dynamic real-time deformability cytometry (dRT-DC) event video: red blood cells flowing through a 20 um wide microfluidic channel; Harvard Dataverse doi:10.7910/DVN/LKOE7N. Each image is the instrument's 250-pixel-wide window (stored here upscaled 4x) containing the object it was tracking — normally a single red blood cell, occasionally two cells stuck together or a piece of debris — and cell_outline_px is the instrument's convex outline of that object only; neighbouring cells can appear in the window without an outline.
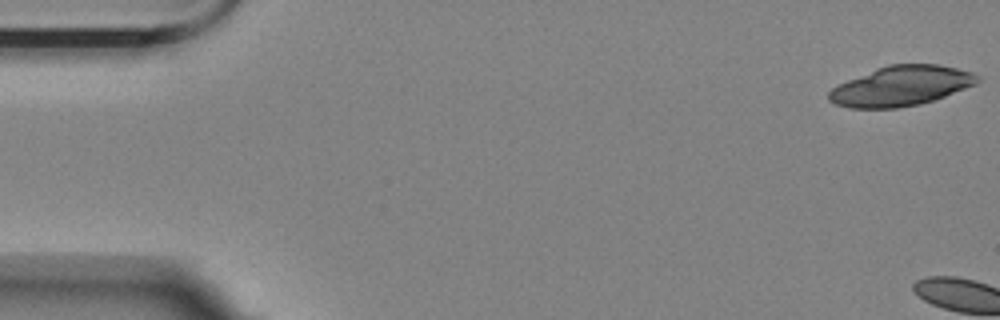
{"species": "Egyptian fruit bat (a non-hibernating species)", "species_latin": "Rousettus aegyptiacus", "temperature_condition": "room temperature", "stored_images_in_passage": 4, "camera_frame_rate_fps": 3000, "um_per_image_px": 0.085, "animal": {"sex": "female"}, "frame": {"image": 1, "passage_image": 1, "time_ms": 0.0, "image_size_px": [1000, 320], "cell_outline_px": [[980, 80], [976, 84], [944, 96], [920, 104], [896, 108], [848, 108], [836, 104], [828, 100], [828, 92], [832, 88], [848, 80], [876, 68], [888, 64], [940, 64], [972, 72], [980, 76]], "centroid_in_image_um": [76.59, 7.3], "position_along_channel_um": 8.4, "area_um2": 34.39}}